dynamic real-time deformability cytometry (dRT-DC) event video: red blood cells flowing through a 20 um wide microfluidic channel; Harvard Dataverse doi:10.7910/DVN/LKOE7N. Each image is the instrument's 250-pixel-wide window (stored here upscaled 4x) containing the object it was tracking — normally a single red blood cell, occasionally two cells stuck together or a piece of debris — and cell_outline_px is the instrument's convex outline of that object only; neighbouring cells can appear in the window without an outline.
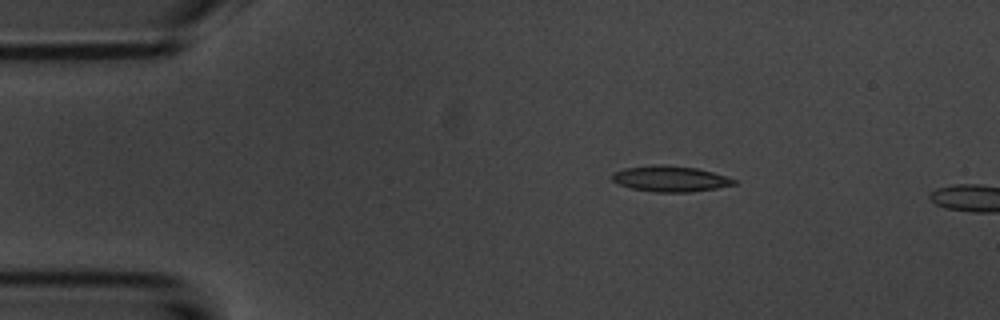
{"species": "common noctule bat (a hibernating species)", "species_latin": "Nyctalus noctula", "temperature_condition": "room temperature", "stored_images_in_passage": 6, "camera_frame_rate_fps": 3000, "um_per_image_px": 0.085, "animal": {"sex": "male", "body_mass_g": 20.1, "forearm_length_mm": 53.5}, "frame": {"image": 1, "passage_image": 3, "time_ms": 2.333, "image_size_px": [1000, 320], "cell_outline_px": [[736, 184], [716, 188], [692, 192], [656, 192], [632, 188], [620, 184], [612, 180], [612, 172], [624, 168], [652, 164], [664, 164], [696, 168], [712, 172], [736, 180]], "centroid_in_image_um": [56.94, 15.18], "position_along_channel_um": 28.1, "area_um2": 18.26}}
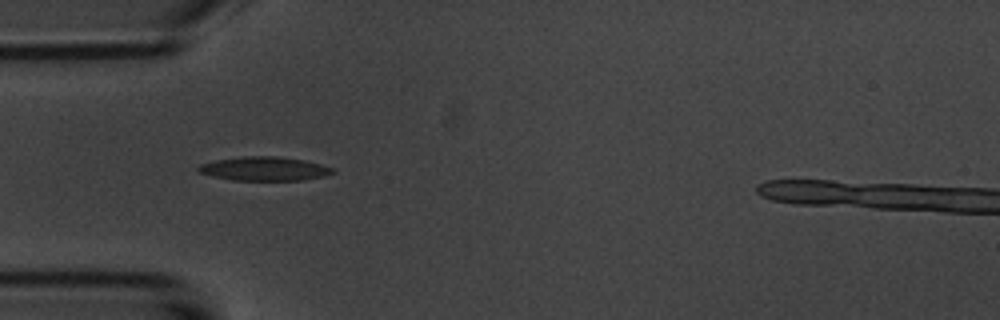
{"frame": {"image": 2, "passage_image": 5, "time_ms": 4.667, "image_size_px": [1000, 320], "cell_outline_px": [[336, 172], [324, 176], [304, 180], [232, 180], [212, 176], [196, 172], [196, 168], [200, 164], [216, 160], [240, 156], [276, 156], [304, 160], [336, 168]], "centroid_in_image_um": [22.46, 14.34], "position_along_channel_um": 62.5, "area_um2": 18.9}}